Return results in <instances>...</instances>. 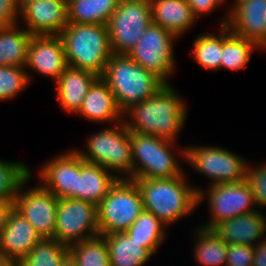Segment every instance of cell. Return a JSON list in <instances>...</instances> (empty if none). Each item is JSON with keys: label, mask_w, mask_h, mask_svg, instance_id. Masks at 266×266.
I'll return each instance as SVG.
<instances>
[{"label": "cell", "mask_w": 266, "mask_h": 266, "mask_svg": "<svg viewBox=\"0 0 266 266\" xmlns=\"http://www.w3.org/2000/svg\"><path fill=\"white\" fill-rule=\"evenodd\" d=\"M184 100L172 83L166 84L152 97L126 110L123 121L130 132L177 142L188 115Z\"/></svg>", "instance_id": "cell-1"}, {"label": "cell", "mask_w": 266, "mask_h": 266, "mask_svg": "<svg viewBox=\"0 0 266 266\" xmlns=\"http://www.w3.org/2000/svg\"><path fill=\"white\" fill-rule=\"evenodd\" d=\"M186 172L172 178H134L144 211L154 214L167 227L192 214L198 207V188L190 186Z\"/></svg>", "instance_id": "cell-2"}, {"label": "cell", "mask_w": 266, "mask_h": 266, "mask_svg": "<svg viewBox=\"0 0 266 266\" xmlns=\"http://www.w3.org/2000/svg\"><path fill=\"white\" fill-rule=\"evenodd\" d=\"M59 36L68 66L103 76L113 54L107 26L69 23Z\"/></svg>", "instance_id": "cell-3"}, {"label": "cell", "mask_w": 266, "mask_h": 266, "mask_svg": "<svg viewBox=\"0 0 266 266\" xmlns=\"http://www.w3.org/2000/svg\"><path fill=\"white\" fill-rule=\"evenodd\" d=\"M101 78L108 84L123 113L132 105L152 97L166 85L156 74L144 69L127 54L113 53Z\"/></svg>", "instance_id": "cell-4"}, {"label": "cell", "mask_w": 266, "mask_h": 266, "mask_svg": "<svg viewBox=\"0 0 266 266\" xmlns=\"http://www.w3.org/2000/svg\"><path fill=\"white\" fill-rule=\"evenodd\" d=\"M85 142L86 152L77 150L84 161L101 165L118 179H132L130 131L124 121L92 133Z\"/></svg>", "instance_id": "cell-5"}, {"label": "cell", "mask_w": 266, "mask_h": 266, "mask_svg": "<svg viewBox=\"0 0 266 266\" xmlns=\"http://www.w3.org/2000/svg\"><path fill=\"white\" fill-rule=\"evenodd\" d=\"M132 179L172 178L185 173L172 149L176 142L152 134L130 132ZM176 145V146H175Z\"/></svg>", "instance_id": "cell-6"}, {"label": "cell", "mask_w": 266, "mask_h": 266, "mask_svg": "<svg viewBox=\"0 0 266 266\" xmlns=\"http://www.w3.org/2000/svg\"><path fill=\"white\" fill-rule=\"evenodd\" d=\"M143 210L136 183L131 179H118L97 206L100 235L125 232Z\"/></svg>", "instance_id": "cell-7"}, {"label": "cell", "mask_w": 266, "mask_h": 266, "mask_svg": "<svg viewBox=\"0 0 266 266\" xmlns=\"http://www.w3.org/2000/svg\"><path fill=\"white\" fill-rule=\"evenodd\" d=\"M178 151L181 159L197 173L205 175L212 181H209L208 185L243 181L250 163L228 149L217 146L191 145L180 147Z\"/></svg>", "instance_id": "cell-8"}, {"label": "cell", "mask_w": 266, "mask_h": 266, "mask_svg": "<svg viewBox=\"0 0 266 266\" xmlns=\"http://www.w3.org/2000/svg\"><path fill=\"white\" fill-rule=\"evenodd\" d=\"M208 189L198 187V207L207 199L209 221L199 225L206 229H213L222 221L257 210L253 194L246 180L236 183H223L209 185Z\"/></svg>", "instance_id": "cell-9"}, {"label": "cell", "mask_w": 266, "mask_h": 266, "mask_svg": "<svg viewBox=\"0 0 266 266\" xmlns=\"http://www.w3.org/2000/svg\"><path fill=\"white\" fill-rule=\"evenodd\" d=\"M177 39L179 38L170 31L151 22L127 55L169 84L168 79L176 70L173 42Z\"/></svg>", "instance_id": "cell-10"}, {"label": "cell", "mask_w": 266, "mask_h": 266, "mask_svg": "<svg viewBox=\"0 0 266 266\" xmlns=\"http://www.w3.org/2000/svg\"><path fill=\"white\" fill-rule=\"evenodd\" d=\"M152 22L149 0H120L107 24L115 54H128Z\"/></svg>", "instance_id": "cell-11"}, {"label": "cell", "mask_w": 266, "mask_h": 266, "mask_svg": "<svg viewBox=\"0 0 266 266\" xmlns=\"http://www.w3.org/2000/svg\"><path fill=\"white\" fill-rule=\"evenodd\" d=\"M100 235L97 206L75 198L59 199L54 239L70 246Z\"/></svg>", "instance_id": "cell-12"}, {"label": "cell", "mask_w": 266, "mask_h": 266, "mask_svg": "<svg viewBox=\"0 0 266 266\" xmlns=\"http://www.w3.org/2000/svg\"><path fill=\"white\" fill-rule=\"evenodd\" d=\"M32 173L31 170V175L20 186L14 199V209L33 225L42 239H54L59 198L40 183L24 189Z\"/></svg>", "instance_id": "cell-13"}, {"label": "cell", "mask_w": 266, "mask_h": 266, "mask_svg": "<svg viewBox=\"0 0 266 266\" xmlns=\"http://www.w3.org/2000/svg\"><path fill=\"white\" fill-rule=\"evenodd\" d=\"M39 169V183L59 199H78L80 154L77 149L53 156Z\"/></svg>", "instance_id": "cell-14"}, {"label": "cell", "mask_w": 266, "mask_h": 266, "mask_svg": "<svg viewBox=\"0 0 266 266\" xmlns=\"http://www.w3.org/2000/svg\"><path fill=\"white\" fill-rule=\"evenodd\" d=\"M19 19L32 36L59 35L69 24L67 1L20 0Z\"/></svg>", "instance_id": "cell-15"}, {"label": "cell", "mask_w": 266, "mask_h": 266, "mask_svg": "<svg viewBox=\"0 0 266 266\" xmlns=\"http://www.w3.org/2000/svg\"><path fill=\"white\" fill-rule=\"evenodd\" d=\"M28 67V68H27ZM68 67L64 46L59 35H35L31 37L25 69L30 83L31 70L56 81Z\"/></svg>", "instance_id": "cell-16"}, {"label": "cell", "mask_w": 266, "mask_h": 266, "mask_svg": "<svg viewBox=\"0 0 266 266\" xmlns=\"http://www.w3.org/2000/svg\"><path fill=\"white\" fill-rule=\"evenodd\" d=\"M219 24L231 33L255 42L258 46L266 37V0H242L227 10Z\"/></svg>", "instance_id": "cell-17"}, {"label": "cell", "mask_w": 266, "mask_h": 266, "mask_svg": "<svg viewBox=\"0 0 266 266\" xmlns=\"http://www.w3.org/2000/svg\"><path fill=\"white\" fill-rule=\"evenodd\" d=\"M42 238L14 208L0 236V258L22 260Z\"/></svg>", "instance_id": "cell-18"}, {"label": "cell", "mask_w": 266, "mask_h": 266, "mask_svg": "<svg viewBox=\"0 0 266 266\" xmlns=\"http://www.w3.org/2000/svg\"><path fill=\"white\" fill-rule=\"evenodd\" d=\"M265 212L255 210L251 213L222 221L212 230L227 244L256 246L266 239Z\"/></svg>", "instance_id": "cell-19"}, {"label": "cell", "mask_w": 266, "mask_h": 266, "mask_svg": "<svg viewBox=\"0 0 266 266\" xmlns=\"http://www.w3.org/2000/svg\"><path fill=\"white\" fill-rule=\"evenodd\" d=\"M95 123L123 122V112L118 108L113 92L108 84L98 77L88 89L76 115Z\"/></svg>", "instance_id": "cell-20"}, {"label": "cell", "mask_w": 266, "mask_h": 266, "mask_svg": "<svg viewBox=\"0 0 266 266\" xmlns=\"http://www.w3.org/2000/svg\"><path fill=\"white\" fill-rule=\"evenodd\" d=\"M98 78L90 71L68 66L55 81L56 98L65 112L76 114L87 95L88 89Z\"/></svg>", "instance_id": "cell-21"}, {"label": "cell", "mask_w": 266, "mask_h": 266, "mask_svg": "<svg viewBox=\"0 0 266 266\" xmlns=\"http://www.w3.org/2000/svg\"><path fill=\"white\" fill-rule=\"evenodd\" d=\"M152 22L180 37L198 21L187 0H149Z\"/></svg>", "instance_id": "cell-22"}, {"label": "cell", "mask_w": 266, "mask_h": 266, "mask_svg": "<svg viewBox=\"0 0 266 266\" xmlns=\"http://www.w3.org/2000/svg\"><path fill=\"white\" fill-rule=\"evenodd\" d=\"M117 180L118 178L112 172L101 165L86 162L80 156L78 200L87 201L98 206Z\"/></svg>", "instance_id": "cell-23"}, {"label": "cell", "mask_w": 266, "mask_h": 266, "mask_svg": "<svg viewBox=\"0 0 266 266\" xmlns=\"http://www.w3.org/2000/svg\"><path fill=\"white\" fill-rule=\"evenodd\" d=\"M106 239L110 266H143L154 255L125 232L103 235Z\"/></svg>", "instance_id": "cell-24"}, {"label": "cell", "mask_w": 266, "mask_h": 266, "mask_svg": "<svg viewBox=\"0 0 266 266\" xmlns=\"http://www.w3.org/2000/svg\"><path fill=\"white\" fill-rule=\"evenodd\" d=\"M31 37L19 24L0 27V66L25 67Z\"/></svg>", "instance_id": "cell-25"}, {"label": "cell", "mask_w": 266, "mask_h": 266, "mask_svg": "<svg viewBox=\"0 0 266 266\" xmlns=\"http://www.w3.org/2000/svg\"><path fill=\"white\" fill-rule=\"evenodd\" d=\"M120 0H68V22L107 26Z\"/></svg>", "instance_id": "cell-26"}, {"label": "cell", "mask_w": 266, "mask_h": 266, "mask_svg": "<svg viewBox=\"0 0 266 266\" xmlns=\"http://www.w3.org/2000/svg\"><path fill=\"white\" fill-rule=\"evenodd\" d=\"M257 49L259 46L255 42L236 36L227 26H222V69L232 72L244 69Z\"/></svg>", "instance_id": "cell-27"}, {"label": "cell", "mask_w": 266, "mask_h": 266, "mask_svg": "<svg viewBox=\"0 0 266 266\" xmlns=\"http://www.w3.org/2000/svg\"><path fill=\"white\" fill-rule=\"evenodd\" d=\"M194 259L200 266H226L227 243L212 229H194Z\"/></svg>", "instance_id": "cell-28"}, {"label": "cell", "mask_w": 266, "mask_h": 266, "mask_svg": "<svg viewBox=\"0 0 266 266\" xmlns=\"http://www.w3.org/2000/svg\"><path fill=\"white\" fill-rule=\"evenodd\" d=\"M167 226L154 214L144 211L125 233L153 254L166 239Z\"/></svg>", "instance_id": "cell-29"}, {"label": "cell", "mask_w": 266, "mask_h": 266, "mask_svg": "<svg viewBox=\"0 0 266 266\" xmlns=\"http://www.w3.org/2000/svg\"><path fill=\"white\" fill-rule=\"evenodd\" d=\"M69 256L78 266H110L109 250L103 235L70 245Z\"/></svg>", "instance_id": "cell-30"}, {"label": "cell", "mask_w": 266, "mask_h": 266, "mask_svg": "<svg viewBox=\"0 0 266 266\" xmlns=\"http://www.w3.org/2000/svg\"><path fill=\"white\" fill-rule=\"evenodd\" d=\"M220 35L201 33L193 41L190 52L193 59L206 70L214 71L221 69L222 58V27Z\"/></svg>", "instance_id": "cell-31"}, {"label": "cell", "mask_w": 266, "mask_h": 266, "mask_svg": "<svg viewBox=\"0 0 266 266\" xmlns=\"http://www.w3.org/2000/svg\"><path fill=\"white\" fill-rule=\"evenodd\" d=\"M69 257V246L55 239H41L21 260L22 266H62Z\"/></svg>", "instance_id": "cell-32"}, {"label": "cell", "mask_w": 266, "mask_h": 266, "mask_svg": "<svg viewBox=\"0 0 266 266\" xmlns=\"http://www.w3.org/2000/svg\"><path fill=\"white\" fill-rule=\"evenodd\" d=\"M30 175L27 164L0 159V201H14L20 186Z\"/></svg>", "instance_id": "cell-33"}, {"label": "cell", "mask_w": 266, "mask_h": 266, "mask_svg": "<svg viewBox=\"0 0 266 266\" xmlns=\"http://www.w3.org/2000/svg\"><path fill=\"white\" fill-rule=\"evenodd\" d=\"M28 85L30 81L25 67L0 66V102L14 99Z\"/></svg>", "instance_id": "cell-34"}, {"label": "cell", "mask_w": 266, "mask_h": 266, "mask_svg": "<svg viewBox=\"0 0 266 266\" xmlns=\"http://www.w3.org/2000/svg\"><path fill=\"white\" fill-rule=\"evenodd\" d=\"M245 180L253 194L257 209L266 207V163L259 166L248 164Z\"/></svg>", "instance_id": "cell-35"}, {"label": "cell", "mask_w": 266, "mask_h": 266, "mask_svg": "<svg viewBox=\"0 0 266 266\" xmlns=\"http://www.w3.org/2000/svg\"><path fill=\"white\" fill-rule=\"evenodd\" d=\"M254 249L251 245L227 244L226 266H252Z\"/></svg>", "instance_id": "cell-36"}, {"label": "cell", "mask_w": 266, "mask_h": 266, "mask_svg": "<svg viewBox=\"0 0 266 266\" xmlns=\"http://www.w3.org/2000/svg\"><path fill=\"white\" fill-rule=\"evenodd\" d=\"M20 0H0V27L18 24Z\"/></svg>", "instance_id": "cell-37"}, {"label": "cell", "mask_w": 266, "mask_h": 266, "mask_svg": "<svg viewBox=\"0 0 266 266\" xmlns=\"http://www.w3.org/2000/svg\"><path fill=\"white\" fill-rule=\"evenodd\" d=\"M187 2L196 19L204 14L211 13L218 7H221L223 3L225 4V0H187Z\"/></svg>", "instance_id": "cell-38"}, {"label": "cell", "mask_w": 266, "mask_h": 266, "mask_svg": "<svg viewBox=\"0 0 266 266\" xmlns=\"http://www.w3.org/2000/svg\"><path fill=\"white\" fill-rule=\"evenodd\" d=\"M254 249V259L252 266H266V239L259 242Z\"/></svg>", "instance_id": "cell-39"}, {"label": "cell", "mask_w": 266, "mask_h": 266, "mask_svg": "<svg viewBox=\"0 0 266 266\" xmlns=\"http://www.w3.org/2000/svg\"><path fill=\"white\" fill-rule=\"evenodd\" d=\"M14 208V201H0V236L3 232L9 213Z\"/></svg>", "instance_id": "cell-40"}, {"label": "cell", "mask_w": 266, "mask_h": 266, "mask_svg": "<svg viewBox=\"0 0 266 266\" xmlns=\"http://www.w3.org/2000/svg\"><path fill=\"white\" fill-rule=\"evenodd\" d=\"M0 266H22L21 260L2 259L0 258Z\"/></svg>", "instance_id": "cell-41"}, {"label": "cell", "mask_w": 266, "mask_h": 266, "mask_svg": "<svg viewBox=\"0 0 266 266\" xmlns=\"http://www.w3.org/2000/svg\"><path fill=\"white\" fill-rule=\"evenodd\" d=\"M62 266H78L74 260L69 256L62 264Z\"/></svg>", "instance_id": "cell-42"}, {"label": "cell", "mask_w": 266, "mask_h": 266, "mask_svg": "<svg viewBox=\"0 0 266 266\" xmlns=\"http://www.w3.org/2000/svg\"><path fill=\"white\" fill-rule=\"evenodd\" d=\"M258 50H266V37L263 40V42L259 45V49Z\"/></svg>", "instance_id": "cell-43"}, {"label": "cell", "mask_w": 266, "mask_h": 266, "mask_svg": "<svg viewBox=\"0 0 266 266\" xmlns=\"http://www.w3.org/2000/svg\"><path fill=\"white\" fill-rule=\"evenodd\" d=\"M233 1H235V2H233V4L230 6V8H231L233 5H235L237 2L242 1V0H233Z\"/></svg>", "instance_id": "cell-44"}]
</instances>
